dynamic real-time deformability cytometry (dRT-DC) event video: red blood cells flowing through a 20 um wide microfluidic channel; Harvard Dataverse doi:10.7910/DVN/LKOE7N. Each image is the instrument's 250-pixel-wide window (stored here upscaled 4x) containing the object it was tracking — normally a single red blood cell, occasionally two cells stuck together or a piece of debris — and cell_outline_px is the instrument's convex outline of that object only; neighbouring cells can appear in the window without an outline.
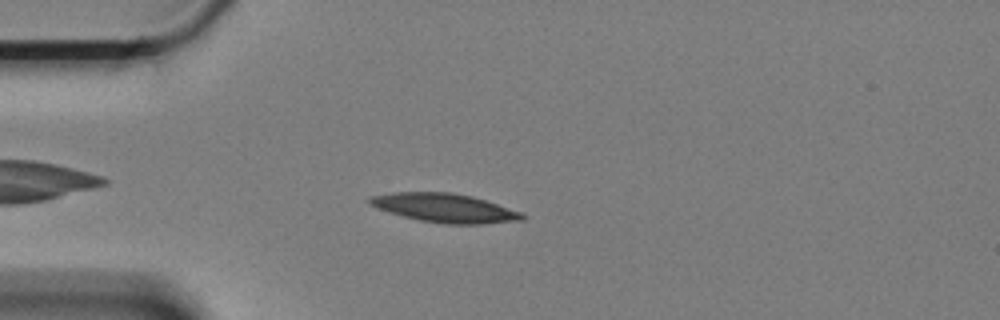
{"species": "Egyptian fruit bat (a non-hibernating species)", "species_latin": "Rousettus aegyptiacus", "temperature_condition": "cold", "stored_images_in_passage": 44, "camera_frame_rate_fps": 3000, "um_per_image_px": 0.085, "animal": {"sex": "female"}, "frame": {"image": 1, "passage_image": 7, "time_ms": 2.0, "image_size_px": [1000, 320], "cell_outline_px": [[528, 216], [524, 220], [484, 224], [444, 224], [420, 220], [404, 216], [376, 208], [368, 204], [368, 196], [392, 192], [452, 192], [472, 196], [524, 212]], "centroid_in_image_um": [37.84, 17.67], "position_along_channel_um": 47.2, "area_um2": 25.95}}
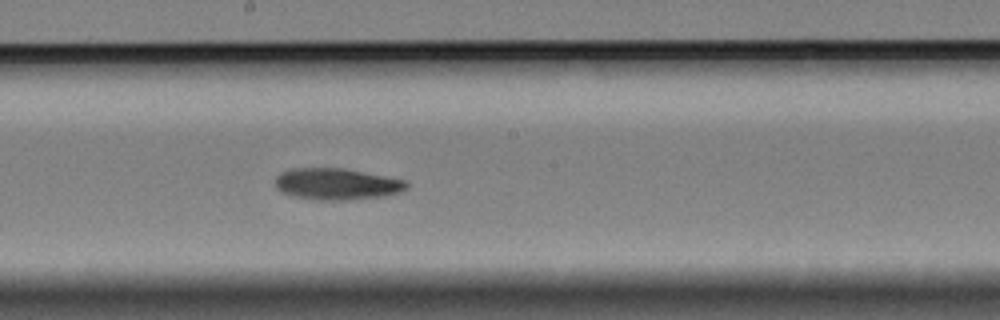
{"frame": {"image": 2, "passage_image": 24, "time_ms": 7.667, "image_size_px": [1000, 320], "cell_outline_px": [[408, 188], [400, 192], [384, 196], [348, 200], [320, 200], [292, 196], [280, 192], [276, 188], [276, 176], [280, 172], [288, 168], [344, 168], [408, 180]], "centroid_in_image_um": [28.62, 15.63], "position_along_channel_um": 219.6, "area_um2": 24.45}}
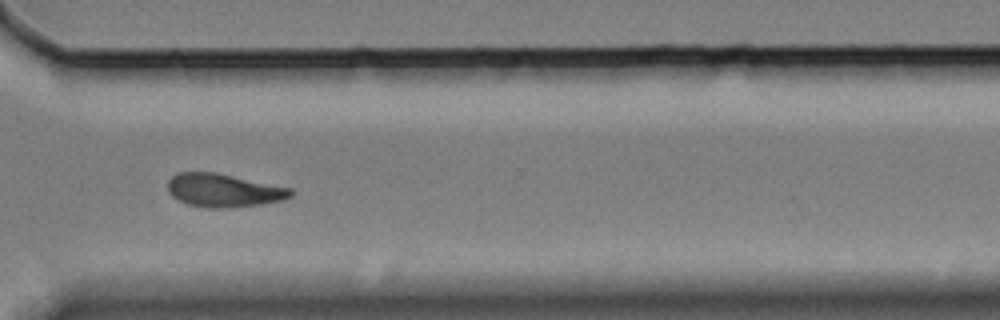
{"frame": {"image": 3, "passage_image": 36, "time_ms": 11.667, "image_size_px": [1000, 320], "cell_outline_px": [[292, 196], [284, 200], [264, 204], [228, 208], [208, 208], [188, 204], [172, 196], [168, 192], [168, 180], [176, 172], [216, 172], [292, 188]], "centroid_in_image_um": [19.02, 16.18], "position_along_channel_um": 351.6, "area_um2": 24.04}}